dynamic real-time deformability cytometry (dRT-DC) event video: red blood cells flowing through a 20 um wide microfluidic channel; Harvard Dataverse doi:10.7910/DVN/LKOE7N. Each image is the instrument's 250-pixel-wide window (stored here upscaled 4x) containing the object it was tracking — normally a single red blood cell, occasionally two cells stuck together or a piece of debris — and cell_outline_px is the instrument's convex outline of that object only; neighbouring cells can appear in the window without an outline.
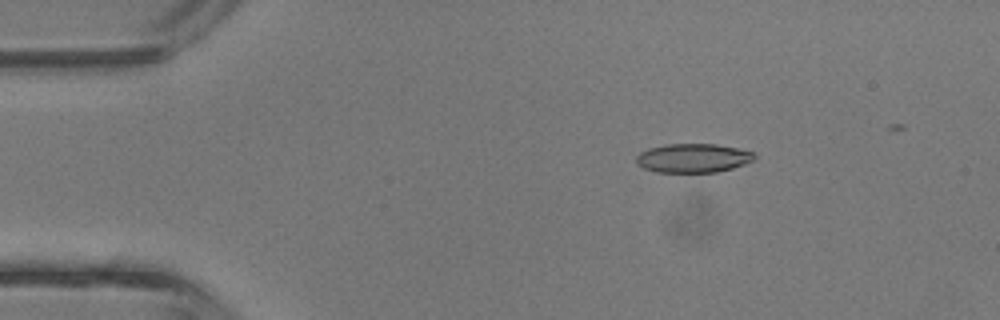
{"species": "common noctule bat (a hibernating species)", "species_latin": "Nyctalus noctula", "temperature_condition": "room temperature", "stored_images_in_passage": 34, "camera_frame_rate_fps": 3000, "um_per_image_px": 0.085, "animal": {"sex": "male", "body_mass_g": 13.3}, "frame": {"image": 1, "passage_image": 4, "time_ms": 1.0, "image_size_px": [1000, 320], "cell_outline_px": [[756, 160], [732, 168], [716, 172], [656, 172], [644, 168], [636, 164], [636, 156], [640, 152], [648, 148], [664, 144], [716, 144], [736, 148], [752, 152], [756, 156]], "centroid_in_image_um": [58.89, 13.43], "position_along_channel_um": 26.1, "area_um2": 20.0}}
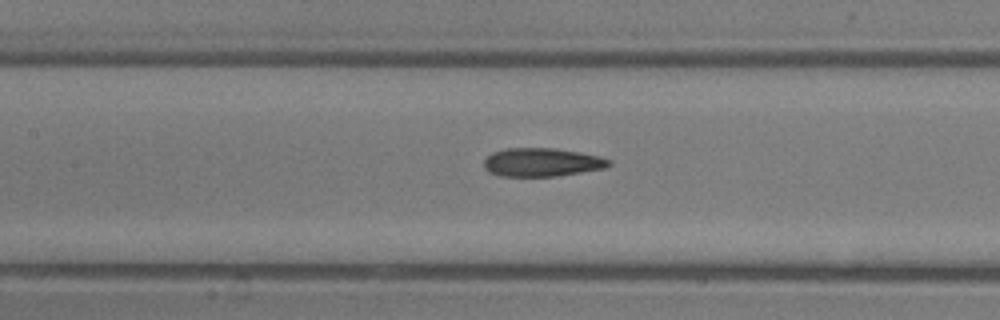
{"frame": {"image": 2, "passage_image": 16, "time_ms": 5.0, "image_size_px": [1000, 320], "cell_outline_px": [[612, 164], [604, 168], [556, 176], [500, 176], [488, 172], [484, 168], [484, 160], [492, 152], [504, 148], [552, 148], [580, 152], [600, 156], [612, 160]], "centroid_in_image_um": [46.05, 13.79], "position_along_channel_um": 161.4, "area_um2": 20.81}}
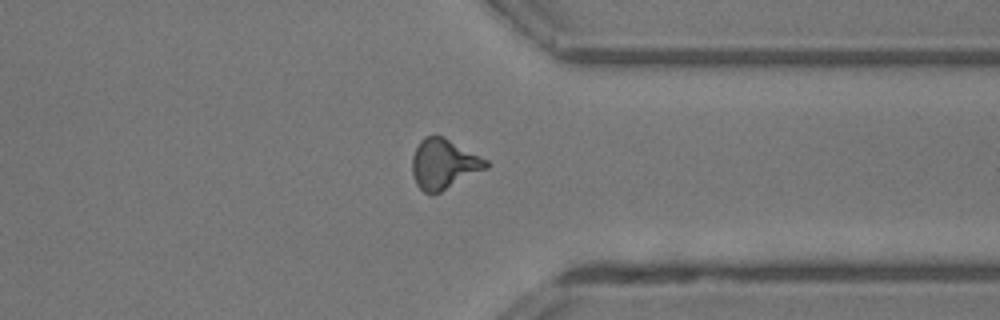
{"frame": {"image": 3, "passage_image": 29, "time_ms": 9.333, "image_size_px": [1000, 320], "cell_outline_px": [[488, 168], [432, 196], [424, 192], [416, 184], [412, 172], [412, 156], [420, 140], [424, 136], [444, 136], [488, 160]], "centroid_in_image_um": [37.71, 13.95], "position_along_channel_um": 373.7, "area_um2": 21.62}}